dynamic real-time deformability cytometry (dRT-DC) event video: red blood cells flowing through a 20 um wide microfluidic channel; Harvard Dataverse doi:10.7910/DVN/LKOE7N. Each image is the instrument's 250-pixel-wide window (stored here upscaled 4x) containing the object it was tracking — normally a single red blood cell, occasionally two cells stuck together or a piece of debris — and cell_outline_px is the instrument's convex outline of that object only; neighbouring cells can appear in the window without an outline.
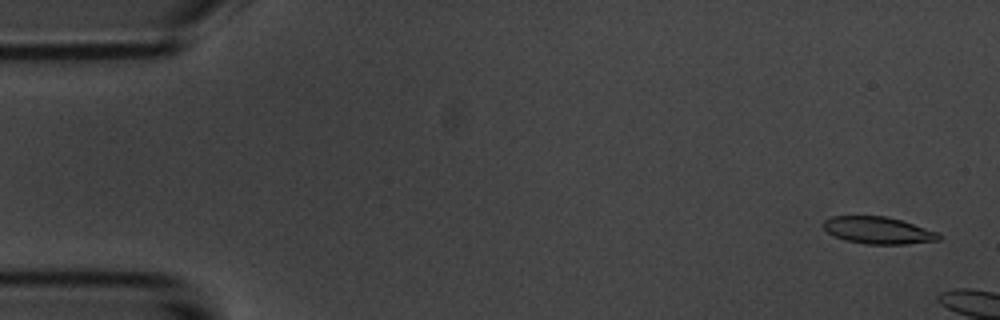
{"species": "common noctule bat (a hibernating species)", "species_latin": "Nyctalus noctula", "temperature_condition": "room temperature", "stored_images_in_passage": 4, "camera_frame_rate_fps": 3000, "um_per_image_px": 0.085, "animal": {"sex": "male", "body_mass_g": 20.1, "forearm_length_mm": 53.5}, "frame": {"image": 1, "passage_image": 1, "time_ms": 0.0, "image_size_px": [1000, 320], "cell_outline_px": [[940, 240], [904, 244], [868, 244], [844, 240], [828, 232], [824, 228], [824, 220], [832, 216], [884, 216], [900, 220], [940, 232]], "centroid_in_image_um": [74.66, 19.58], "position_along_channel_um": 10.3, "area_um2": 18.03}}